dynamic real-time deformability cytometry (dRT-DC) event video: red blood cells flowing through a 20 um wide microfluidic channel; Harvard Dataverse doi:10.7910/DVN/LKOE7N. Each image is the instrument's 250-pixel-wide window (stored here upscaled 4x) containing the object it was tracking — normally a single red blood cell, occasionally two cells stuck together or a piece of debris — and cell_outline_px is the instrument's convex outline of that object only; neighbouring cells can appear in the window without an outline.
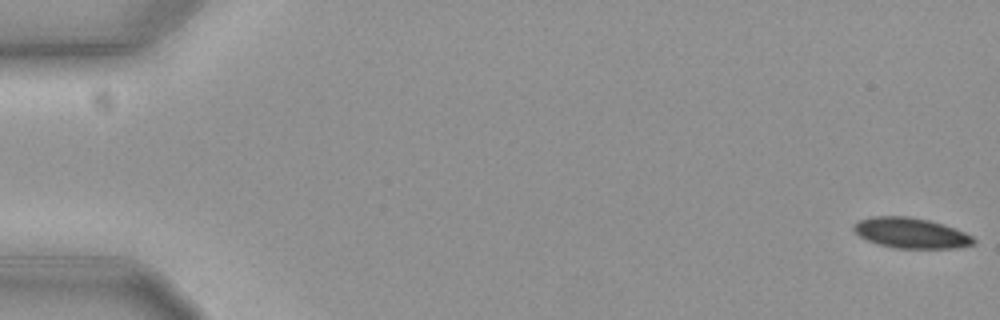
{"species": "common noctule bat (a hibernating species)", "species_latin": "Nyctalus noctula", "temperature_condition": "cold", "stored_images_in_passage": 58, "camera_frame_rate_fps": 3000, "um_per_image_px": 0.085, "animal": {"sex": "female", "body_mass_g": 19.3, "forearm_length_mm": 54.1}, "frame": {"image": 1, "passage_image": 1, "time_ms": 0.0, "image_size_px": [1000, 320], "cell_outline_px": [[976, 244], [956, 248], [896, 248], [880, 244], [868, 240], [860, 236], [852, 228], [852, 224], [868, 216], [908, 216], [928, 220], [944, 224], [964, 232], [972, 236], [976, 240]], "centroid_in_image_um": [77.44, 19.8], "position_along_channel_um": 7.6, "area_um2": 21.27}}
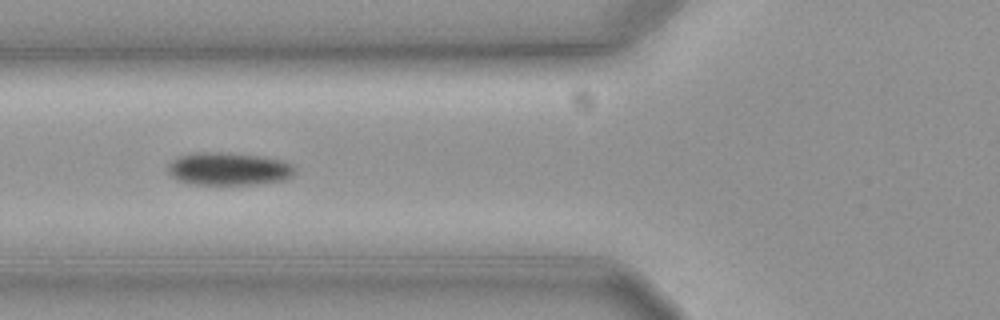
{"frame": {"image": 2, "passage_image": 23, "time_ms": 7.333, "image_size_px": [1000, 320], "cell_outline_px": [[296, 172], [288, 180], [260, 184], [188, 184], [176, 180], [168, 172], [168, 164], [172, 160], [180, 156], [196, 152], [220, 152], [256, 156], [280, 160], [288, 164]], "centroid_in_image_um": [19.39, 14.37], "position_along_channel_um": 106.4, "area_um2": 24.16}}
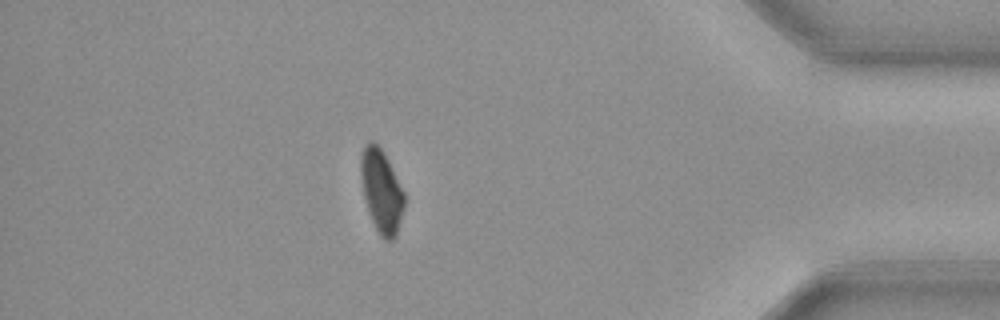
{"frame": {"image": 3, "passage_image": 51, "time_ms": 16.667, "image_size_px": [1000, 320], "cell_outline_px": [[404, 208], [396, 236], [392, 240], [384, 240], [380, 236], [368, 212], [364, 196], [360, 176], [360, 156], [364, 144], [368, 140], [372, 140], [380, 148], [404, 192]], "centroid_in_image_um": [32.39, 16.25], "position_along_channel_um": 402.8, "area_um2": 20.87}, "authors_computed_cell_mechanics": {"area_um2": 22.831, "velocity_mm_per_s": 3.6356, "shape_relaxation_time_tau1_ms": 4.2331, "shape_relaxation_time_tau2_ms": null, "deformation_change_tau1": 0.084, "deformation_change_tau2": null}}